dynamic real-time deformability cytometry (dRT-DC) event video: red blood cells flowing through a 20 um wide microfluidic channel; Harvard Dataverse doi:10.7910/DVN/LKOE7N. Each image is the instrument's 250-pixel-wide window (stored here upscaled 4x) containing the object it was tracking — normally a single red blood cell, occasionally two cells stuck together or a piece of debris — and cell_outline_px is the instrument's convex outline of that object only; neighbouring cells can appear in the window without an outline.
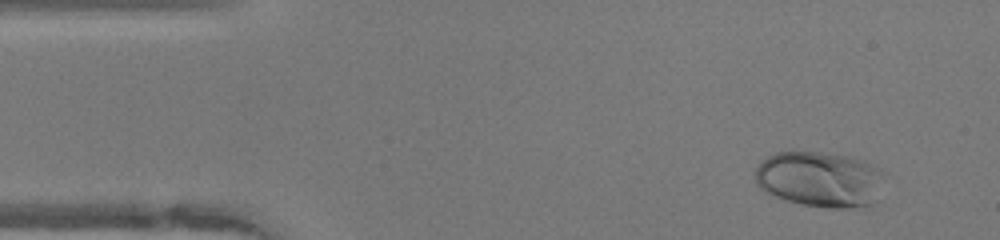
{"species": "human", "species_latin": "Homo sapiens", "temperature_condition": "warm", "stored_images_in_passage": 45, "camera_frame_rate_fps": 3000, "um_per_image_px": 0.085, "donor": {"sex": "female"}, "frame": {"image": 1, "passage_image": 1, "time_ms": 0.0, "image_size_px": [1000, 240], "cell_outline_px": [[884, 172], [872, 204], [848, 208], [832, 208], [804, 204], [772, 196], [760, 188], [756, 184], [756, 168], [768, 156], [776, 152], [820, 152], [848, 156], [864, 160], [880, 168]], "centroid_in_image_um": [69.66, 15.22], "position_along_channel_um": 15.3, "area_um2": 41.44}}
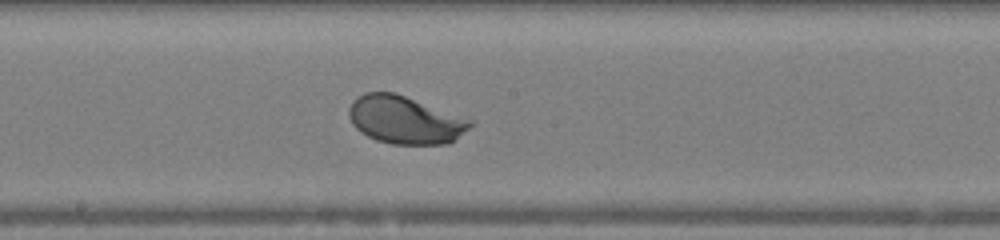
{"frame": {"image": 2, "passage_image": 22, "time_ms": 7.0, "image_size_px": [1000, 240], "cell_outline_px": [[472, 124], [468, 128], [448, 144], [392, 144], [376, 140], [360, 132], [352, 124], [348, 116], [348, 108], [352, 100], [356, 96], [364, 92], [396, 92], [472, 120]], "centroid_in_image_um": [34.35, 10.17], "position_along_channel_um": 213.8, "area_um2": 33.81}}
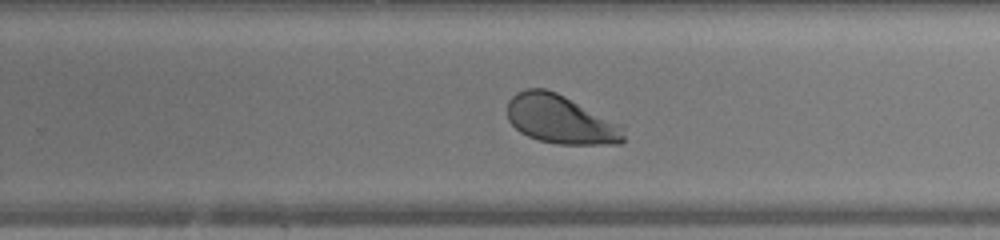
{"frame": {"image": 3, "passage_image": 27, "time_ms": 8.667, "image_size_px": [1000, 240], "cell_outline_px": [[624, 140], [620, 144], [556, 144], [540, 140], [528, 136], [520, 132], [508, 120], [508, 100], [516, 92], [524, 88], [544, 88], [556, 92], [624, 124]], "centroid_in_image_um": [47.69, 10.14], "position_along_channel_um": 282.1, "area_um2": 33.41}, "authors_computed_cell_mechanics": {"area_um2": 35.7204, "velocity_mm_per_s": 4.1214, "shape_relaxation_time_tau1_ms": 1.5742, "shape_relaxation_time_tau2_ms": null, "deformation_change_tau1": 0.1264, "deformation_change_tau2": null}}